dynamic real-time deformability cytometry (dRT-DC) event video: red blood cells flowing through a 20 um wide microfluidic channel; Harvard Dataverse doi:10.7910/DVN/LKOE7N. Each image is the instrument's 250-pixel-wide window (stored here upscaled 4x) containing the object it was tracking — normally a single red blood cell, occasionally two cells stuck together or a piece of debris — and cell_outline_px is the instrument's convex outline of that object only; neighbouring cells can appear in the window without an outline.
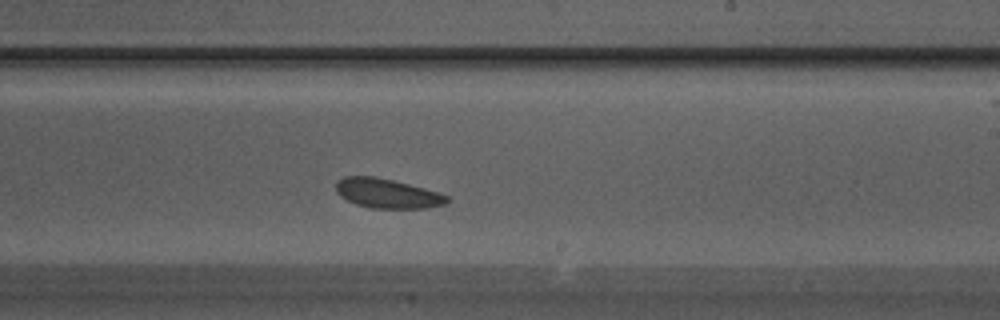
{"species": "Egyptian fruit bat (a non-hibernating species)", "species_latin": "Rousettus aegyptiacus", "temperature_condition": "warm", "stored_images_in_passage": 25, "camera_frame_rate_fps": 3000, "um_per_image_px": 0.085, "animal": {"sex": "male"}, "frame": {"image": 1, "passage_image": 11, "time_ms": 3.333, "image_size_px": [1000, 320], "cell_outline_px": [[452, 200], [444, 204], [428, 208], [372, 208], [356, 204], [340, 196], [336, 192], [336, 180], [344, 176], [376, 176], [440, 192], [448, 196]], "centroid_in_image_um": [32.92, 16.43], "position_along_channel_um": 256.1, "area_um2": 19.19}}
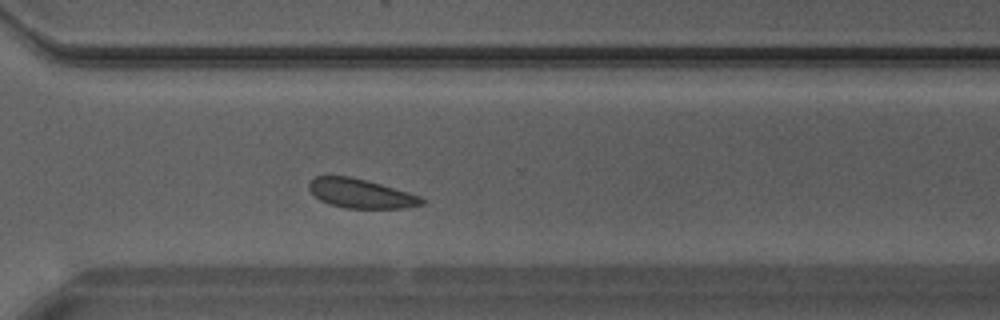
{"frame": {"image": 2, "passage_image": 15, "time_ms": 4.667, "image_size_px": [1000, 320], "cell_outline_px": [[424, 204], [404, 208], [348, 208], [328, 204], [320, 200], [308, 188], [308, 184], [316, 176], [352, 176], [368, 180], [408, 192], [420, 196], [424, 200]], "centroid_in_image_um": [30.67, 16.44], "position_along_channel_um": 339.9, "area_um2": 19.13}}